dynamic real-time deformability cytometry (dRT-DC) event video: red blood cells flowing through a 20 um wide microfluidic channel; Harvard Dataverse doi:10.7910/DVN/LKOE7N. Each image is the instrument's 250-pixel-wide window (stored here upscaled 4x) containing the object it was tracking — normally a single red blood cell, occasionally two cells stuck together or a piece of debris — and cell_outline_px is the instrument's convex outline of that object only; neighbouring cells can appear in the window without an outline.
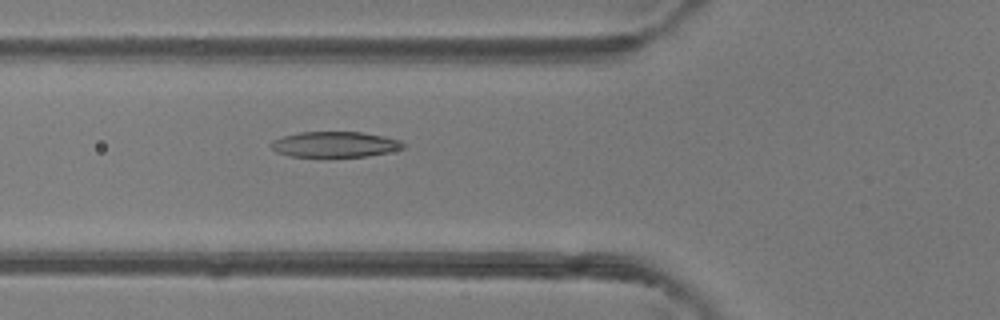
{"species": "common noctule bat (a hibernating species)", "species_latin": "Nyctalus noctula", "temperature_condition": "room temperature", "stored_images_in_passage": 49, "camera_frame_rate_fps": 3000, "um_per_image_px": 0.085, "animal": {"sex": "female"}, "frame": {"image": 1, "passage_image": 18, "time_ms": 5.667, "image_size_px": [1000, 320], "cell_outline_px": [[404, 148], [388, 152], [368, 156], [328, 160], [288, 156], [276, 152], [268, 144], [272, 140], [284, 136], [300, 132], [364, 132], [384, 136], [400, 140], [404, 144]], "centroid_in_image_um": [28.42, 12.33], "position_along_channel_um": 97.4, "area_um2": 20.81}}
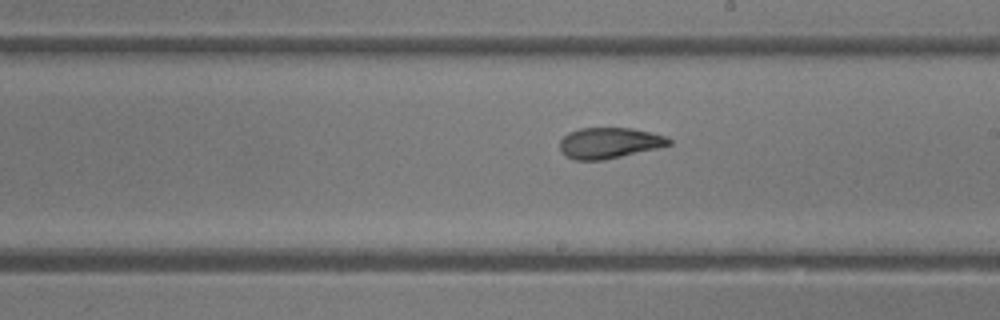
{"frame": {"image": 2, "passage_image": 28, "time_ms": 9.0, "image_size_px": [1000, 320], "cell_outline_px": [[672, 144], [656, 148], [604, 160], [576, 160], [560, 152], [560, 140], [568, 132], [580, 128], [632, 128], [652, 132], [664, 136], [672, 140]], "centroid_in_image_um": [51.77, 12.14], "position_along_channel_um": 237.2, "area_um2": 19.54}}
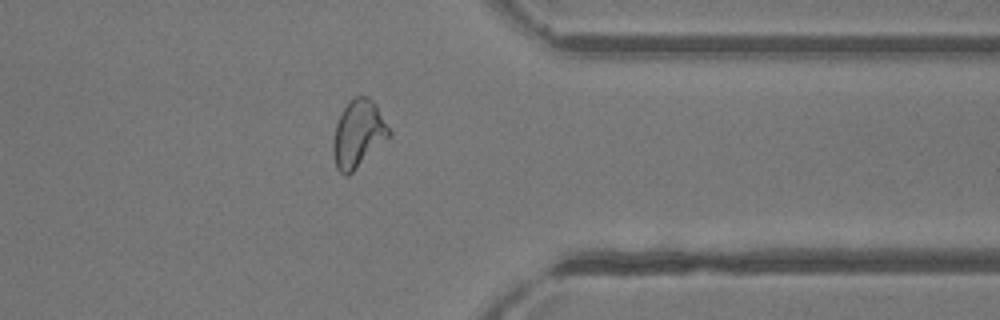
{"frame": {"image": 3, "passage_image": 39, "time_ms": 12.667, "image_size_px": [1000, 320], "cell_outline_px": [[392, 136], [348, 176], [344, 176], [336, 168], [332, 152], [332, 140], [336, 124], [348, 100], [356, 96], [368, 96], [376, 104], [392, 132]], "centroid_in_image_um": [30.46, 11.39], "position_along_channel_um": 380.9, "area_um2": 22.31}, "authors_computed_cell_mechanics": {"area_um2": 21.5016, "velocity_mm_per_s": 4.1854, "shape_relaxation_time_tau1_ms": 8.621, "shape_relaxation_time_tau2_ms": 1.2022, "deformation_change_tau1": 0.2744, "deformation_change_tau2": 0.0813}}